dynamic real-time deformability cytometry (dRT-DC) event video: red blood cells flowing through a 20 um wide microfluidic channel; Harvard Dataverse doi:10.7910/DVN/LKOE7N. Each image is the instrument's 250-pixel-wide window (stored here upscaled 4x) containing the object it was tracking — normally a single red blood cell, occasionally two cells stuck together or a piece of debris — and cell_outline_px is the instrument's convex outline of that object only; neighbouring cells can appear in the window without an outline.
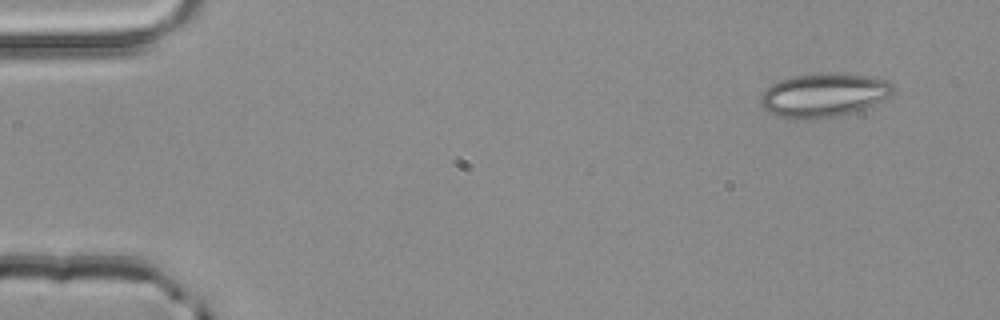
{"species": "common noctule bat (a hibernating species)", "species_latin": "Nyctalus noctula", "temperature_condition": "room temperature", "stored_images_in_passage": 3, "camera_frame_rate_fps": 3000, "um_per_image_px": 0.085, "animal": {"sex": "male", "body_mass_g": 20.4}, "frame": {"image": 1, "passage_image": 3, "time_ms": 0.667, "image_size_px": [1000, 320], "cell_outline_px": [[896, 88], [888, 96], [872, 104], [852, 112], [836, 116], [808, 120], [792, 120], [776, 116], [768, 112], [760, 104], [760, 96], [772, 84], [780, 80], [792, 76], [832, 72], [868, 76], [888, 80]], "centroid_in_image_um": [69.97, 8.09], "position_along_channel_um": 15.0, "area_um2": 33.81}}